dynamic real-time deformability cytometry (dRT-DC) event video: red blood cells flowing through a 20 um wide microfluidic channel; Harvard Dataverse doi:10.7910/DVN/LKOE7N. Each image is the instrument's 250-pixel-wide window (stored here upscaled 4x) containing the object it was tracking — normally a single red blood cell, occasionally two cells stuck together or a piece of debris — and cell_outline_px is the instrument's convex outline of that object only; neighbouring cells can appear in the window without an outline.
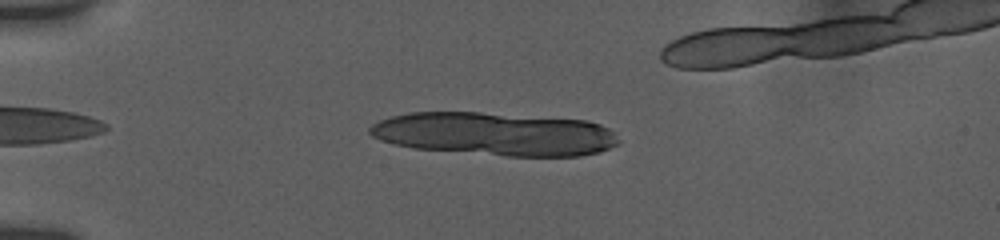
{"species": "human", "species_latin": "Homo sapiens", "temperature_condition": "room temperature", "stored_images_in_passage": 29, "camera_frame_rate_fps": 3000, "um_per_image_px": 0.085, "donor": {"sex": "female"}, "frame": {"image": 1, "passage_image": 2, "time_ms": 0.333, "image_size_px": [1000, 240], "cell_outline_px": [[620, 140], [616, 144], [600, 152], [580, 156], [508, 156], [416, 148], [396, 144], [380, 140], [372, 136], [368, 132], [368, 128], [372, 124], [380, 120], [392, 116], [408, 112], [480, 112], [588, 120], [600, 124], [608, 128]], "centroid_in_image_um": [42.06, 11.38], "position_along_channel_um": 42.9, "area_um2": 62.66}}
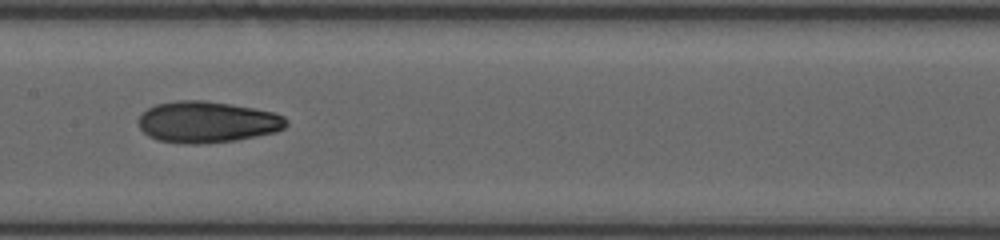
{"frame": {"image": 2, "passage_image": 16, "time_ms": 5.667, "image_size_px": [1000, 240], "cell_outline_px": [[288, 124], [284, 128], [276, 132], [236, 140], [204, 144], [184, 144], [156, 140], [148, 136], [140, 128], [140, 116], [148, 108], [156, 104], [176, 100], [204, 100], [232, 104], [272, 112], [284, 116], [288, 120]], "centroid_in_image_um": [17.62, 10.38], "position_along_channel_um": 189.8, "area_um2": 35.72}}
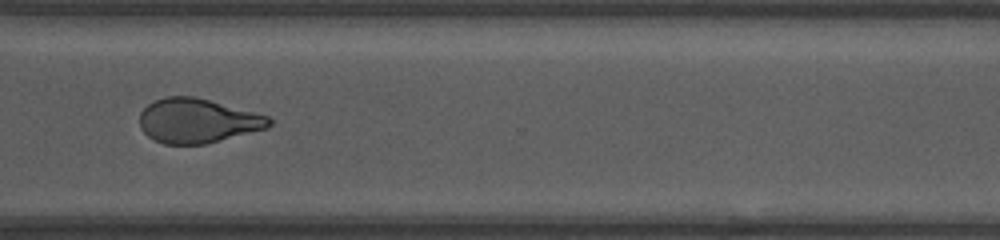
{"frame": {"image": 3, "passage_image": 23, "time_ms": 10.0, "image_size_px": [1000, 240], "cell_outline_px": [[272, 124], [268, 128], [204, 144], [164, 144], [148, 136], [140, 128], [140, 112], [148, 104], [164, 96], [196, 96], [268, 116], [272, 120]], "centroid_in_image_um": [16.78, 10.25], "position_along_channel_um": 353.8, "area_um2": 33.41}}